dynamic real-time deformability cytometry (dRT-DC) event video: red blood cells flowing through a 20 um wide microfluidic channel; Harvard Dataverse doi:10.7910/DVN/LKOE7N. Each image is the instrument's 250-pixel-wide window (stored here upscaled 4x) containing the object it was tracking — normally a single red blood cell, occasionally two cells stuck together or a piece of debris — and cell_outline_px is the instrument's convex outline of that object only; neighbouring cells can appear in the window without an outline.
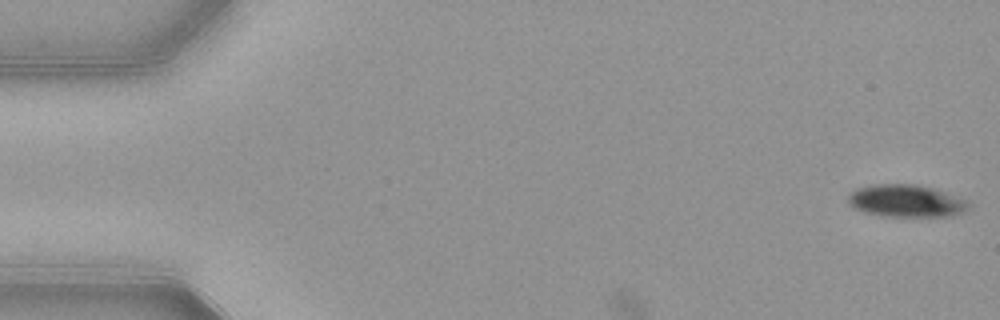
{"species": "common noctule bat (a hibernating species)", "species_latin": "Nyctalus noctula", "temperature_condition": "warm", "stored_images_in_passage": 8, "camera_frame_rate_fps": 3000, "um_per_image_px": 0.085, "animal": {"sex": "female", "body_mass_g": 21.9}, "frame": {"image": 1, "passage_image": 1, "time_ms": 0.0, "image_size_px": [1000, 320], "cell_outline_px": [[968, 204], [960, 212], [948, 216], [888, 216], [868, 212], [852, 208], [848, 204], [848, 196], [856, 188], [872, 184], [916, 184], [932, 188], [968, 200]], "centroid_in_image_um": [76.95, 17.06], "position_along_channel_um": 8.0, "area_um2": 22.31}}